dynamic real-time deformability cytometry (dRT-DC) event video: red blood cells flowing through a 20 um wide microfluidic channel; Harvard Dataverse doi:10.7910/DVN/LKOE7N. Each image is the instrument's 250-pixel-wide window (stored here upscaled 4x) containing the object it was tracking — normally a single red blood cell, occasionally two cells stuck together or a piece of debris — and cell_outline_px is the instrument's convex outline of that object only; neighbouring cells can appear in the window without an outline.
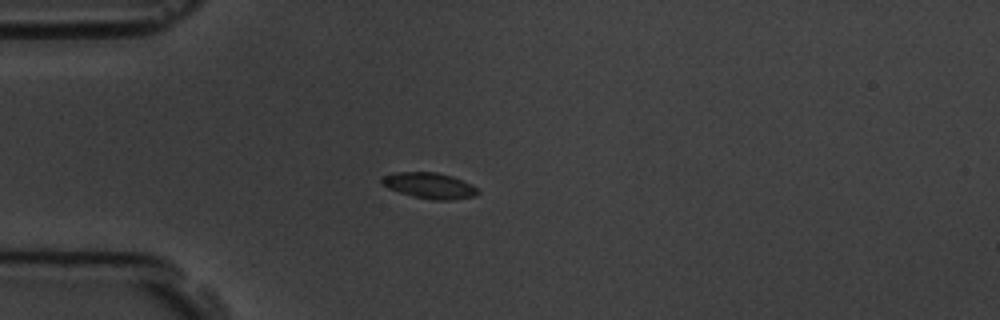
{"species": "common noctule bat (a hibernating species)", "species_latin": "Nyctalus noctula", "temperature_condition": "room temperature", "stored_images_in_passage": 5, "camera_frame_rate_fps": 3000, "um_per_image_px": 0.085, "animal": {"sex": "male", "body_mass_g": 19.5, "forearm_length_mm": 54.6}, "frame": {"image": 1, "passage_image": 1, "time_ms": 0.0, "image_size_px": [1000, 320], "cell_outline_px": [[480, 192], [476, 196], [452, 200], [432, 200], [400, 192], [388, 188], [380, 184], [380, 180], [384, 176], [396, 172], [436, 172], [452, 176], [472, 184]], "centroid_in_image_um": [36.52, 15.77], "position_along_channel_um": 48.5, "area_um2": 14.45}}
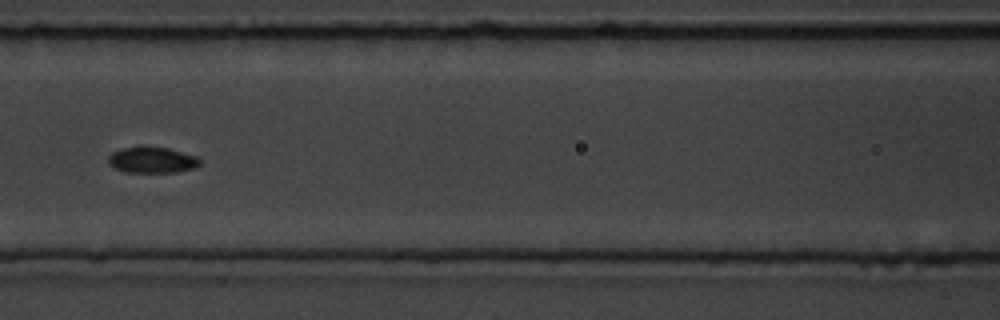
{"frame": {"image": 2, "passage_image": 4, "time_ms": 3.333, "image_size_px": [1000, 320], "cell_outline_px": [[200, 164], [192, 168], [176, 172], [124, 172], [108, 164], [108, 156], [112, 152], [124, 148], [140, 144], [144, 144], [168, 148], [200, 156]], "centroid_in_image_um": [12.92, 13.56], "position_along_channel_um": 153.7, "area_um2": 14.33}}
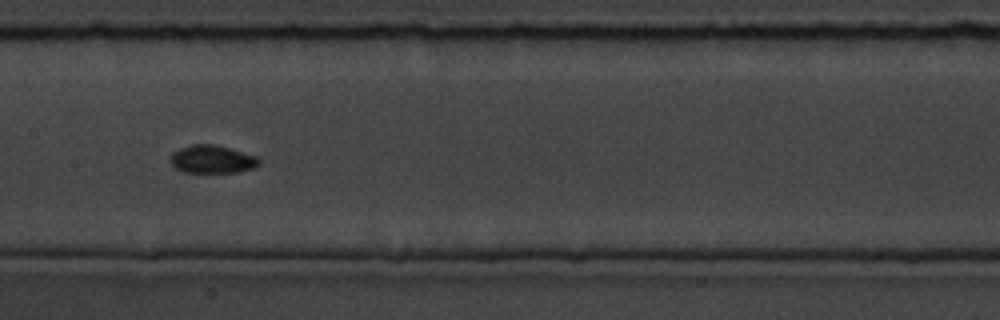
{"frame": {"image": 3, "passage_image": 5, "time_ms": 4.333, "image_size_px": [1000, 320], "cell_outline_px": [[260, 164], [256, 168], [240, 172], [184, 172], [176, 168], [168, 160], [172, 152], [180, 148], [192, 144], [212, 144], [228, 148], [256, 156], [260, 160]], "centroid_in_image_um": [18.03, 13.54], "position_along_channel_um": 189.4, "area_um2": 14.51}}